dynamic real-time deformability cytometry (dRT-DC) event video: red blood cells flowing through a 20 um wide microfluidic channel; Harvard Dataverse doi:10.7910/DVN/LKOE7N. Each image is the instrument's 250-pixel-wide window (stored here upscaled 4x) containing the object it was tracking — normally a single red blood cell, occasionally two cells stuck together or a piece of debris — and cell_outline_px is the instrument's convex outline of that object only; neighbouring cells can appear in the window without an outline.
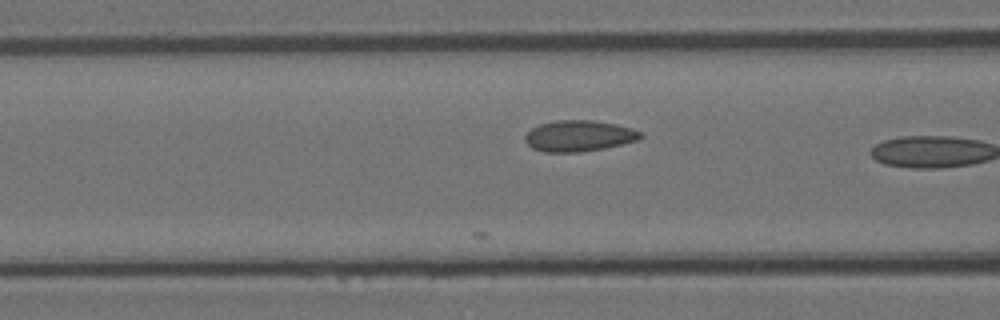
{"species": "Egyptian fruit bat (a non-hibernating species)", "species_latin": "Rousettus aegyptiacus", "temperature_condition": "room temperature", "stored_images_in_passage": 8, "camera_frame_rate_fps": 3000, "um_per_image_px": 0.085, "animal": {"sex": "female"}, "frame": {"image": 1, "passage_image": 5, "time_ms": 1.333, "image_size_px": [1000, 320], "cell_outline_px": [[644, 136], [640, 140], [604, 148], [580, 152], [544, 152], [532, 148], [524, 140], [524, 136], [532, 128], [540, 124], [556, 120], [592, 120], [616, 124], [632, 128], [640, 132]], "centroid_in_image_um": [49.22, 11.55], "position_along_channel_um": 117.4, "area_um2": 20.98}}